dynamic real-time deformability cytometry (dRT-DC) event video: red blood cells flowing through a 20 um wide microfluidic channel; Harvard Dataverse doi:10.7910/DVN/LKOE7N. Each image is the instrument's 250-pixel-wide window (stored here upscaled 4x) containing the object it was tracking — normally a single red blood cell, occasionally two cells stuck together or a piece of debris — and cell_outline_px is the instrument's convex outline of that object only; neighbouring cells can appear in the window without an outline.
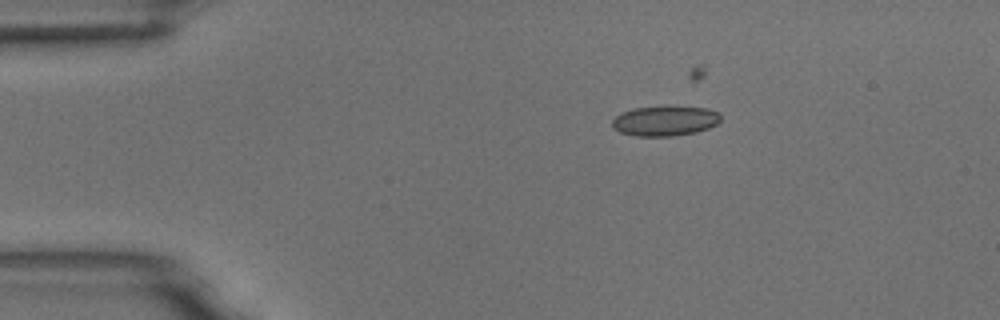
{"species": "common noctule bat (a hibernating species)", "species_latin": "Nyctalus noctula", "temperature_condition": "room temperature", "stored_images_in_passage": 4, "camera_frame_rate_fps": 3000, "um_per_image_px": 0.085, "animal": {"sex": "male", "body_mass_g": 18.8}, "frame": {"image": 1, "passage_image": 1, "time_ms": 0.0, "image_size_px": [1000, 320], "cell_outline_px": [[720, 120], [716, 124], [708, 128], [696, 132], [672, 136], [636, 136], [620, 132], [612, 128], [612, 120], [616, 116], [632, 108], [668, 104], [676, 104], [704, 108], [716, 112], [720, 116]], "centroid_in_image_um": [56.5, 10.24], "position_along_channel_um": 28.5, "area_um2": 19.48}}
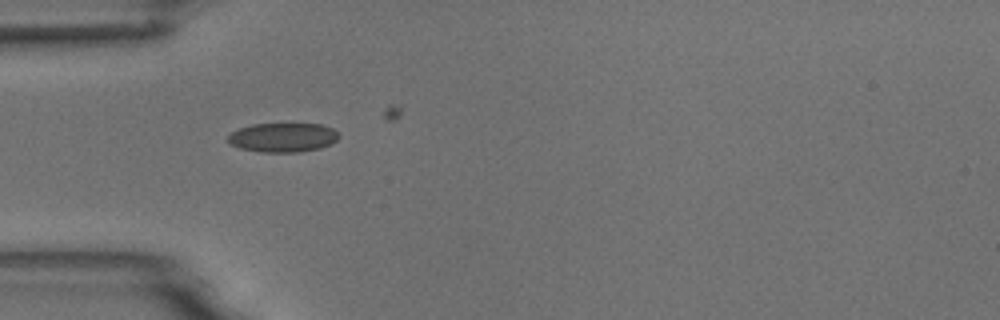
{"frame": {"image": 2, "passage_image": 3, "time_ms": 0.667, "image_size_px": [1000, 320], "cell_outline_px": [[340, 136], [332, 144], [320, 148], [300, 152], [260, 152], [240, 148], [232, 144], [228, 140], [228, 136], [232, 132], [240, 128], [252, 124], [320, 124], [332, 128]], "centroid_in_image_um": [24.07, 11.69], "position_along_channel_um": 60.9, "area_um2": 18.79}}